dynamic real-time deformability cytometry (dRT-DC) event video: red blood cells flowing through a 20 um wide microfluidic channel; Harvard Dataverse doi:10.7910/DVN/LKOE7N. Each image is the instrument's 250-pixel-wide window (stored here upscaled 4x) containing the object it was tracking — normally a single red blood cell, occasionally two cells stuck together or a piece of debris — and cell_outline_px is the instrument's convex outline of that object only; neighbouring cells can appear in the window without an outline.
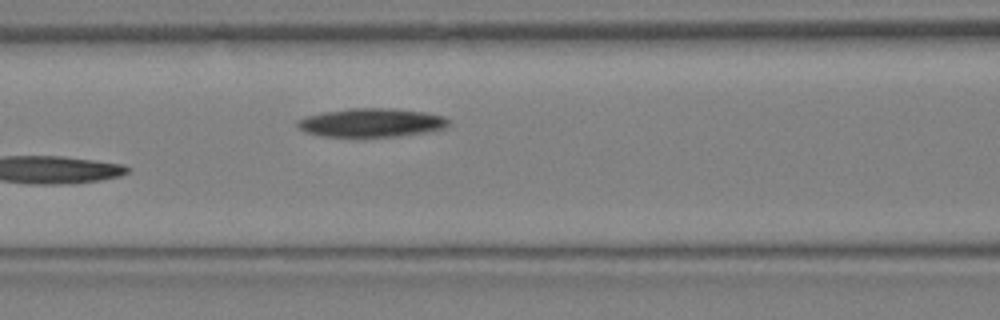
{"species": "Egyptian fruit bat (a non-hibernating species)", "species_latin": "Rousettus aegyptiacus", "temperature_condition": "warm", "stored_images_in_passage": 13, "camera_frame_rate_fps": 3000, "um_per_image_px": 0.085, "animal": {"sex": "female"}, "frame": {"image": 1, "passage_image": 13, "time_ms": 4.0, "image_size_px": [1000, 320], "cell_outline_px": [[448, 128], [428, 132], [396, 136], [320, 136], [304, 132], [296, 128], [296, 120], [304, 116], [320, 112], [352, 108], [396, 108], [424, 112], [444, 116], [448, 120]], "centroid_in_image_um": [31.52, 10.42], "position_along_channel_um": 135.1, "area_um2": 25.55}}